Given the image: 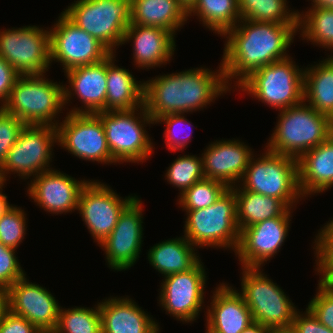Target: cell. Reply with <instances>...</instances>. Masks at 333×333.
Here are the masks:
<instances>
[{"label":"cell","mask_w":333,"mask_h":333,"mask_svg":"<svg viewBox=\"0 0 333 333\" xmlns=\"http://www.w3.org/2000/svg\"><path fill=\"white\" fill-rule=\"evenodd\" d=\"M297 33L298 24L241 19L222 36L226 37L221 59L226 84L236 89L253 71L289 57Z\"/></svg>","instance_id":"obj_1"},{"label":"cell","mask_w":333,"mask_h":333,"mask_svg":"<svg viewBox=\"0 0 333 333\" xmlns=\"http://www.w3.org/2000/svg\"><path fill=\"white\" fill-rule=\"evenodd\" d=\"M216 71L197 67L156 75L144 81V106L154 122L168 114L204 110L216 98L231 93L220 62Z\"/></svg>","instance_id":"obj_2"},{"label":"cell","mask_w":333,"mask_h":333,"mask_svg":"<svg viewBox=\"0 0 333 333\" xmlns=\"http://www.w3.org/2000/svg\"><path fill=\"white\" fill-rule=\"evenodd\" d=\"M278 111L277 124L264 148L273 153L298 159L333 134V120L305 101Z\"/></svg>","instance_id":"obj_3"},{"label":"cell","mask_w":333,"mask_h":333,"mask_svg":"<svg viewBox=\"0 0 333 333\" xmlns=\"http://www.w3.org/2000/svg\"><path fill=\"white\" fill-rule=\"evenodd\" d=\"M45 76L46 73L19 75L3 107L25 125L56 127L61 121L59 116L65 109L64 85Z\"/></svg>","instance_id":"obj_4"},{"label":"cell","mask_w":333,"mask_h":333,"mask_svg":"<svg viewBox=\"0 0 333 333\" xmlns=\"http://www.w3.org/2000/svg\"><path fill=\"white\" fill-rule=\"evenodd\" d=\"M183 211L187 216L183 233L195 248H223L235 253L240 231L235 193L231 188L209 207Z\"/></svg>","instance_id":"obj_5"},{"label":"cell","mask_w":333,"mask_h":333,"mask_svg":"<svg viewBox=\"0 0 333 333\" xmlns=\"http://www.w3.org/2000/svg\"><path fill=\"white\" fill-rule=\"evenodd\" d=\"M237 88L277 111L290 108L304 101V68L289 56L253 71Z\"/></svg>","instance_id":"obj_6"},{"label":"cell","mask_w":333,"mask_h":333,"mask_svg":"<svg viewBox=\"0 0 333 333\" xmlns=\"http://www.w3.org/2000/svg\"><path fill=\"white\" fill-rule=\"evenodd\" d=\"M113 159L123 163H143L154 154V144L146 130L155 125L145 106L134 110L99 111ZM145 127V128H144Z\"/></svg>","instance_id":"obj_7"},{"label":"cell","mask_w":333,"mask_h":333,"mask_svg":"<svg viewBox=\"0 0 333 333\" xmlns=\"http://www.w3.org/2000/svg\"><path fill=\"white\" fill-rule=\"evenodd\" d=\"M257 156L251 157L238 186L242 190L278 198L288 208L295 209L299 200L304 199L298 184L297 159L267 149Z\"/></svg>","instance_id":"obj_8"},{"label":"cell","mask_w":333,"mask_h":333,"mask_svg":"<svg viewBox=\"0 0 333 333\" xmlns=\"http://www.w3.org/2000/svg\"><path fill=\"white\" fill-rule=\"evenodd\" d=\"M241 290L254 322L270 329L292 325L299 309L261 267H241ZM262 269V270H261Z\"/></svg>","instance_id":"obj_9"},{"label":"cell","mask_w":333,"mask_h":333,"mask_svg":"<svg viewBox=\"0 0 333 333\" xmlns=\"http://www.w3.org/2000/svg\"><path fill=\"white\" fill-rule=\"evenodd\" d=\"M62 12L112 53L122 46L131 24V0H74Z\"/></svg>","instance_id":"obj_10"},{"label":"cell","mask_w":333,"mask_h":333,"mask_svg":"<svg viewBox=\"0 0 333 333\" xmlns=\"http://www.w3.org/2000/svg\"><path fill=\"white\" fill-rule=\"evenodd\" d=\"M57 145V128L53 125H25L16 143L9 150L0 168V179L6 184L9 174L20 180L31 179L51 170L54 145ZM30 177V178H29Z\"/></svg>","instance_id":"obj_11"},{"label":"cell","mask_w":333,"mask_h":333,"mask_svg":"<svg viewBox=\"0 0 333 333\" xmlns=\"http://www.w3.org/2000/svg\"><path fill=\"white\" fill-rule=\"evenodd\" d=\"M50 30L27 25L0 30V57L20 75L45 74L50 63Z\"/></svg>","instance_id":"obj_12"},{"label":"cell","mask_w":333,"mask_h":333,"mask_svg":"<svg viewBox=\"0 0 333 333\" xmlns=\"http://www.w3.org/2000/svg\"><path fill=\"white\" fill-rule=\"evenodd\" d=\"M58 123L57 145L72 156L101 164H118L108 147L101 119L96 114L66 113Z\"/></svg>","instance_id":"obj_13"},{"label":"cell","mask_w":333,"mask_h":333,"mask_svg":"<svg viewBox=\"0 0 333 333\" xmlns=\"http://www.w3.org/2000/svg\"><path fill=\"white\" fill-rule=\"evenodd\" d=\"M200 260L186 272L173 273L163 277L159 289L160 307L166 314L185 323L196 322L205 304L207 272Z\"/></svg>","instance_id":"obj_14"},{"label":"cell","mask_w":333,"mask_h":333,"mask_svg":"<svg viewBox=\"0 0 333 333\" xmlns=\"http://www.w3.org/2000/svg\"><path fill=\"white\" fill-rule=\"evenodd\" d=\"M50 30V63L58 62L63 72L98 63L112 52L98 39L79 28L63 12Z\"/></svg>","instance_id":"obj_15"},{"label":"cell","mask_w":333,"mask_h":333,"mask_svg":"<svg viewBox=\"0 0 333 333\" xmlns=\"http://www.w3.org/2000/svg\"><path fill=\"white\" fill-rule=\"evenodd\" d=\"M120 197L104 182L88 179L78 197V213L94 242L101 244L115 228L120 214L137 195Z\"/></svg>","instance_id":"obj_16"},{"label":"cell","mask_w":333,"mask_h":333,"mask_svg":"<svg viewBox=\"0 0 333 333\" xmlns=\"http://www.w3.org/2000/svg\"><path fill=\"white\" fill-rule=\"evenodd\" d=\"M138 196L123 210L110 235L99 244L105 261L113 271H125L140 258L143 244V208Z\"/></svg>","instance_id":"obj_17"},{"label":"cell","mask_w":333,"mask_h":333,"mask_svg":"<svg viewBox=\"0 0 333 333\" xmlns=\"http://www.w3.org/2000/svg\"><path fill=\"white\" fill-rule=\"evenodd\" d=\"M292 216H277L240 231L235 256L242 267H263L283 246Z\"/></svg>","instance_id":"obj_18"},{"label":"cell","mask_w":333,"mask_h":333,"mask_svg":"<svg viewBox=\"0 0 333 333\" xmlns=\"http://www.w3.org/2000/svg\"><path fill=\"white\" fill-rule=\"evenodd\" d=\"M87 181L51 169L31 178L26 190L29 198L46 213L62 215L77 211L78 197Z\"/></svg>","instance_id":"obj_19"},{"label":"cell","mask_w":333,"mask_h":333,"mask_svg":"<svg viewBox=\"0 0 333 333\" xmlns=\"http://www.w3.org/2000/svg\"><path fill=\"white\" fill-rule=\"evenodd\" d=\"M60 306L46 287L30 282L27 275L7 290V309L26 318L36 328H55Z\"/></svg>","instance_id":"obj_20"},{"label":"cell","mask_w":333,"mask_h":333,"mask_svg":"<svg viewBox=\"0 0 333 333\" xmlns=\"http://www.w3.org/2000/svg\"><path fill=\"white\" fill-rule=\"evenodd\" d=\"M64 73L68 79V86H63L64 106H69L74 96L83 104L71 107L66 113L95 114L106 111L107 58L98 63L71 68Z\"/></svg>","instance_id":"obj_21"},{"label":"cell","mask_w":333,"mask_h":333,"mask_svg":"<svg viewBox=\"0 0 333 333\" xmlns=\"http://www.w3.org/2000/svg\"><path fill=\"white\" fill-rule=\"evenodd\" d=\"M253 155L251 147L238 138L211 142L201 154L204 177L232 188L241 181Z\"/></svg>","instance_id":"obj_22"},{"label":"cell","mask_w":333,"mask_h":333,"mask_svg":"<svg viewBox=\"0 0 333 333\" xmlns=\"http://www.w3.org/2000/svg\"><path fill=\"white\" fill-rule=\"evenodd\" d=\"M233 285L220 283L215 287L210 306H206V330L210 333H241L253 318L249 307Z\"/></svg>","instance_id":"obj_23"},{"label":"cell","mask_w":333,"mask_h":333,"mask_svg":"<svg viewBox=\"0 0 333 333\" xmlns=\"http://www.w3.org/2000/svg\"><path fill=\"white\" fill-rule=\"evenodd\" d=\"M174 37L170 31L160 27L130 24L125 31L122 45L132 42L133 65L149 71L171 62L176 51Z\"/></svg>","instance_id":"obj_24"},{"label":"cell","mask_w":333,"mask_h":333,"mask_svg":"<svg viewBox=\"0 0 333 333\" xmlns=\"http://www.w3.org/2000/svg\"><path fill=\"white\" fill-rule=\"evenodd\" d=\"M99 311L102 333H160L157 320L129 296L105 298Z\"/></svg>","instance_id":"obj_25"},{"label":"cell","mask_w":333,"mask_h":333,"mask_svg":"<svg viewBox=\"0 0 333 333\" xmlns=\"http://www.w3.org/2000/svg\"><path fill=\"white\" fill-rule=\"evenodd\" d=\"M298 184L304 198L333 187V134L298 159Z\"/></svg>","instance_id":"obj_26"},{"label":"cell","mask_w":333,"mask_h":333,"mask_svg":"<svg viewBox=\"0 0 333 333\" xmlns=\"http://www.w3.org/2000/svg\"><path fill=\"white\" fill-rule=\"evenodd\" d=\"M116 54L107 57L106 111L134 110L144 105V80L115 64Z\"/></svg>","instance_id":"obj_27"},{"label":"cell","mask_w":333,"mask_h":333,"mask_svg":"<svg viewBox=\"0 0 333 333\" xmlns=\"http://www.w3.org/2000/svg\"><path fill=\"white\" fill-rule=\"evenodd\" d=\"M188 20L178 0H131V24L160 27L175 36Z\"/></svg>","instance_id":"obj_28"},{"label":"cell","mask_w":333,"mask_h":333,"mask_svg":"<svg viewBox=\"0 0 333 333\" xmlns=\"http://www.w3.org/2000/svg\"><path fill=\"white\" fill-rule=\"evenodd\" d=\"M147 251L149 264L164 277L189 271L201 260L184 235L156 243Z\"/></svg>","instance_id":"obj_29"},{"label":"cell","mask_w":333,"mask_h":333,"mask_svg":"<svg viewBox=\"0 0 333 333\" xmlns=\"http://www.w3.org/2000/svg\"><path fill=\"white\" fill-rule=\"evenodd\" d=\"M235 193L237 224L239 231L266 219L292 216L293 210L280 199L242 190L238 185L231 188Z\"/></svg>","instance_id":"obj_30"},{"label":"cell","mask_w":333,"mask_h":333,"mask_svg":"<svg viewBox=\"0 0 333 333\" xmlns=\"http://www.w3.org/2000/svg\"><path fill=\"white\" fill-rule=\"evenodd\" d=\"M327 57L304 66V101L333 120V55Z\"/></svg>","instance_id":"obj_31"},{"label":"cell","mask_w":333,"mask_h":333,"mask_svg":"<svg viewBox=\"0 0 333 333\" xmlns=\"http://www.w3.org/2000/svg\"><path fill=\"white\" fill-rule=\"evenodd\" d=\"M191 16L220 37L241 20L238 0H197L187 11V17Z\"/></svg>","instance_id":"obj_32"},{"label":"cell","mask_w":333,"mask_h":333,"mask_svg":"<svg viewBox=\"0 0 333 333\" xmlns=\"http://www.w3.org/2000/svg\"><path fill=\"white\" fill-rule=\"evenodd\" d=\"M299 11L298 34L302 40L312 42L333 53V9L309 8Z\"/></svg>","instance_id":"obj_33"},{"label":"cell","mask_w":333,"mask_h":333,"mask_svg":"<svg viewBox=\"0 0 333 333\" xmlns=\"http://www.w3.org/2000/svg\"><path fill=\"white\" fill-rule=\"evenodd\" d=\"M287 0H238L241 19L276 24H298V10ZM291 9V10H290Z\"/></svg>","instance_id":"obj_34"},{"label":"cell","mask_w":333,"mask_h":333,"mask_svg":"<svg viewBox=\"0 0 333 333\" xmlns=\"http://www.w3.org/2000/svg\"><path fill=\"white\" fill-rule=\"evenodd\" d=\"M56 328L59 333H102L99 302L92 308L60 306Z\"/></svg>","instance_id":"obj_35"},{"label":"cell","mask_w":333,"mask_h":333,"mask_svg":"<svg viewBox=\"0 0 333 333\" xmlns=\"http://www.w3.org/2000/svg\"><path fill=\"white\" fill-rule=\"evenodd\" d=\"M165 180L176 187L182 195L196 182L204 179L202 157L197 155H179L165 171Z\"/></svg>","instance_id":"obj_36"},{"label":"cell","mask_w":333,"mask_h":333,"mask_svg":"<svg viewBox=\"0 0 333 333\" xmlns=\"http://www.w3.org/2000/svg\"><path fill=\"white\" fill-rule=\"evenodd\" d=\"M227 189L228 187L222 182L204 178L180 195L177 205L182 210L206 208L215 203Z\"/></svg>","instance_id":"obj_37"},{"label":"cell","mask_w":333,"mask_h":333,"mask_svg":"<svg viewBox=\"0 0 333 333\" xmlns=\"http://www.w3.org/2000/svg\"><path fill=\"white\" fill-rule=\"evenodd\" d=\"M154 123H165L166 128L163 135L166 147L169 151L175 152L179 150L183 152L185 148L188 147L189 141L191 142L192 140L193 128L191 127L193 125H191L192 123L186 118L185 113L164 115L158 118Z\"/></svg>","instance_id":"obj_38"},{"label":"cell","mask_w":333,"mask_h":333,"mask_svg":"<svg viewBox=\"0 0 333 333\" xmlns=\"http://www.w3.org/2000/svg\"><path fill=\"white\" fill-rule=\"evenodd\" d=\"M26 220L28 219L24 209L13 204L0 217V242L7 247L17 249L27 234Z\"/></svg>","instance_id":"obj_39"},{"label":"cell","mask_w":333,"mask_h":333,"mask_svg":"<svg viewBox=\"0 0 333 333\" xmlns=\"http://www.w3.org/2000/svg\"><path fill=\"white\" fill-rule=\"evenodd\" d=\"M319 275L317 292L308 302V308L320 323L333 331V283Z\"/></svg>","instance_id":"obj_40"},{"label":"cell","mask_w":333,"mask_h":333,"mask_svg":"<svg viewBox=\"0 0 333 333\" xmlns=\"http://www.w3.org/2000/svg\"><path fill=\"white\" fill-rule=\"evenodd\" d=\"M24 126L20 119L0 108V168Z\"/></svg>","instance_id":"obj_41"},{"label":"cell","mask_w":333,"mask_h":333,"mask_svg":"<svg viewBox=\"0 0 333 333\" xmlns=\"http://www.w3.org/2000/svg\"><path fill=\"white\" fill-rule=\"evenodd\" d=\"M312 246L316 267L314 270L333 283V235H316Z\"/></svg>","instance_id":"obj_42"},{"label":"cell","mask_w":333,"mask_h":333,"mask_svg":"<svg viewBox=\"0 0 333 333\" xmlns=\"http://www.w3.org/2000/svg\"><path fill=\"white\" fill-rule=\"evenodd\" d=\"M17 250L7 247L0 242V288L8 290L26 273L16 256Z\"/></svg>","instance_id":"obj_43"},{"label":"cell","mask_w":333,"mask_h":333,"mask_svg":"<svg viewBox=\"0 0 333 333\" xmlns=\"http://www.w3.org/2000/svg\"><path fill=\"white\" fill-rule=\"evenodd\" d=\"M306 311H297L292 326L298 333H333L328 327L319 322L317 317L306 307Z\"/></svg>","instance_id":"obj_44"},{"label":"cell","mask_w":333,"mask_h":333,"mask_svg":"<svg viewBox=\"0 0 333 333\" xmlns=\"http://www.w3.org/2000/svg\"><path fill=\"white\" fill-rule=\"evenodd\" d=\"M36 327L26 318L11 313L8 309L0 319V333H33Z\"/></svg>","instance_id":"obj_45"},{"label":"cell","mask_w":333,"mask_h":333,"mask_svg":"<svg viewBox=\"0 0 333 333\" xmlns=\"http://www.w3.org/2000/svg\"><path fill=\"white\" fill-rule=\"evenodd\" d=\"M19 75L7 61L0 57V108L6 105Z\"/></svg>","instance_id":"obj_46"},{"label":"cell","mask_w":333,"mask_h":333,"mask_svg":"<svg viewBox=\"0 0 333 333\" xmlns=\"http://www.w3.org/2000/svg\"><path fill=\"white\" fill-rule=\"evenodd\" d=\"M241 333H271V329L261 325L260 323L253 322Z\"/></svg>","instance_id":"obj_47"},{"label":"cell","mask_w":333,"mask_h":333,"mask_svg":"<svg viewBox=\"0 0 333 333\" xmlns=\"http://www.w3.org/2000/svg\"><path fill=\"white\" fill-rule=\"evenodd\" d=\"M4 185L5 183L0 185V217L13 205L9 203L8 196L3 192Z\"/></svg>","instance_id":"obj_48"},{"label":"cell","mask_w":333,"mask_h":333,"mask_svg":"<svg viewBox=\"0 0 333 333\" xmlns=\"http://www.w3.org/2000/svg\"><path fill=\"white\" fill-rule=\"evenodd\" d=\"M310 8H327L333 9V0H310Z\"/></svg>","instance_id":"obj_49"},{"label":"cell","mask_w":333,"mask_h":333,"mask_svg":"<svg viewBox=\"0 0 333 333\" xmlns=\"http://www.w3.org/2000/svg\"><path fill=\"white\" fill-rule=\"evenodd\" d=\"M7 310V290L0 288V319Z\"/></svg>","instance_id":"obj_50"},{"label":"cell","mask_w":333,"mask_h":333,"mask_svg":"<svg viewBox=\"0 0 333 333\" xmlns=\"http://www.w3.org/2000/svg\"><path fill=\"white\" fill-rule=\"evenodd\" d=\"M318 230L317 235H333V218L324 224L323 227Z\"/></svg>","instance_id":"obj_51"},{"label":"cell","mask_w":333,"mask_h":333,"mask_svg":"<svg viewBox=\"0 0 333 333\" xmlns=\"http://www.w3.org/2000/svg\"><path fill=\"white\" fill-rule=\"evenodd\" d=\"M271 333H298V332L291 325L288 327H278V328L271 329Z\"/></svg>","instance_id":"obj_52"},{"label":"cell","mask_w":333,"mask_h":333,"mask_svg":"<svg viewBox=\"0 0 333 333\" xmlns=\"http://www.w3.org/2000/svg\"><path fill=\"white\" fill-rule=\"evenodd\" d=\"M33 333H59L58 329L55 328H36Z\"/></svg>","instance_id":"obj_53"},{"label":"cell","mask_w":333,"mask_h":333,"mask_svg":"<svg viewBox=\"0 0 333 333\" xmlns=\"http://www.w3.org/2000/svg\"><path fill=\"white\" fill-rule=\"evenodd\" d=\"M178 1L188 11L197 0H178Z\"/></svg>","instance_id":"obj_54"}]
</instances>
